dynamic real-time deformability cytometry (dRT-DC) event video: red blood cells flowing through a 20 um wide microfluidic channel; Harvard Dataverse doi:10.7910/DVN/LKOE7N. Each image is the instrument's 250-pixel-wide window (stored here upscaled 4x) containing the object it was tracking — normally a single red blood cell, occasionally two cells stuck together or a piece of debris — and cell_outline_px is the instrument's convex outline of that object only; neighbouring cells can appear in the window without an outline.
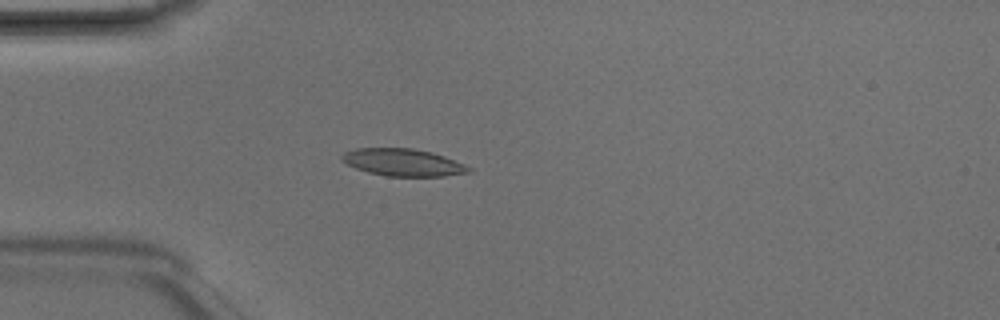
{"species": "Egyptian fruit bat (a non-hibernating species)", "species_latin": "Rousettus aegyptiacus", "temperature_condition": "room temperature", "stored_images_in_passage": 4, "camera_frame_rate_fps": 3000, "um_per_image_px": 0.085, "animal": {"sex": "male"}, "frame": {"image": 1, "passage_image": 4, "time_ms": 1.0, "image_size_px": [1000, 320], "cell_outline_px": [[472, 168], [468, 172], [444, 176], [384, 176], [368, 172], [356, 168], [340, 160], [340, 156], [344, 152], [356, 148], [412, 148], [432, 152], [444, 156], [464, 164]], "centroid_in_image_um": [34.22, 13.8], "position_along_channel_um": 50.8, "area_um2": 20.11}}